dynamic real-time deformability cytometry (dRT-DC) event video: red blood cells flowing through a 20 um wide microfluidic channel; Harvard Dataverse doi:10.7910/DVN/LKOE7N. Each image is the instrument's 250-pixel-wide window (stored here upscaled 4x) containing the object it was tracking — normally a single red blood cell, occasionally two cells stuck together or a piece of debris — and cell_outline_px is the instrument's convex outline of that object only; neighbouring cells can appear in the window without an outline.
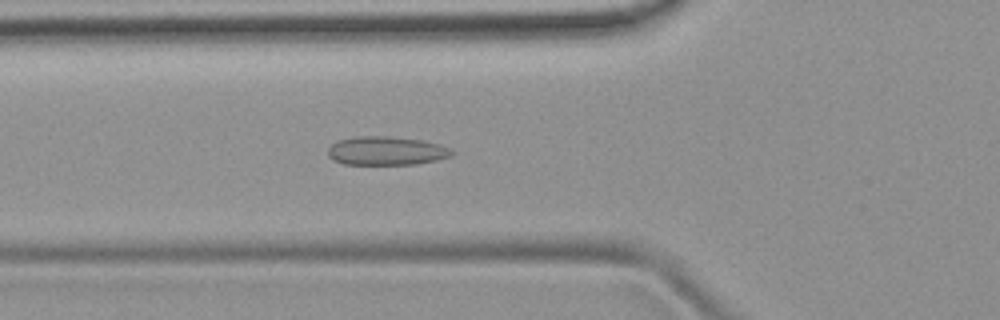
{"species": "common noctule bat (a hibernating species)", "species_latin": "Nyctalus noctula", "temperature_condition": "room temperature", "stored_images_in_passage": 47, "camera_frame_rate_fps": 3000, "um_per_image_px": 0.085, "animal": {"sex": "female", "body_mass_g": 19.9}, "frame": {"image": 1, "passage_image": 14, "time_ms": 4.333, "image_size_px": [1000, 320], "cell_outline_px": [[452, 156], [436, 160], [416, 164], [344, 164], [332, 160], [328, 156], [328, 148], [336, 140], [356, 136], [388, 136], [424, 140], [440, 144], [448, 148], [452, 152]], "centroid_in_image_um": [32.8, 12.81], "position_along_channel_um": 93.0, "area_um2": 20.81}}
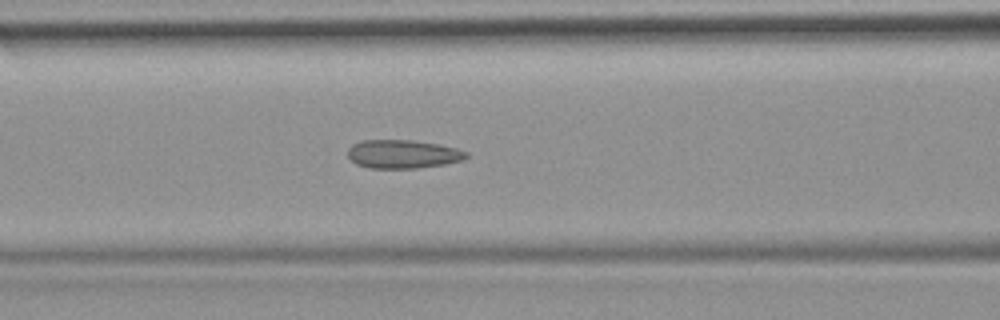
{"frame": {"image": 2, "passage_image": 17, "time_ms": 5.333, "image_size_px": [1000, 320], "cell_outline_px": [[468, 156], [464, 160], [444, 164], [416, 168], [368, 168], [356, 164], [348, 156], [348, 148], [352, 144], [364, 140], [412, 140], [440, 144], [456, 148], [468, 152]], "centroid_in_image_um": [34.25, 13.09], "position_along_channel_um": 132.3, "area_um2": 19.77}}
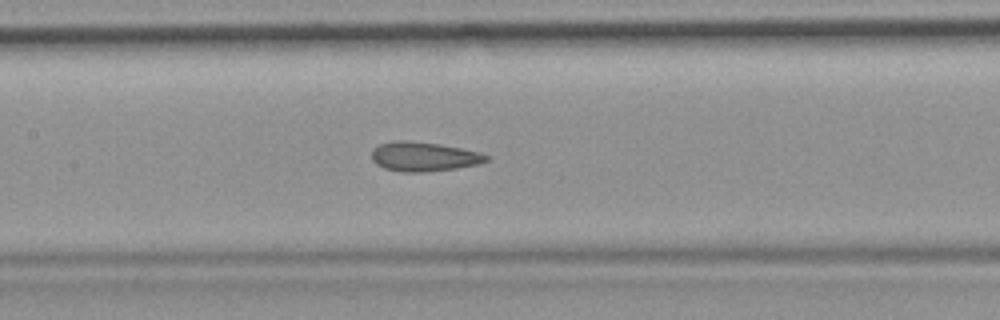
{"frame": {"image": 3, "passage_image": 20, "time_ms": 6.333, "image_size_px": [1000, 320], "cell_outline_px": [[488, 160], [476, 164], [456, 168], [424, 172], [400, 172], [384, 168], [376, 164], [372, 160], [372, 148], [380, 144], [396, 140], [404, 140], [440, 144], [480, 152], [488, 156]], "centroid_in_image_um": [35.97, 13.31], "position_along_channel_um": 171.4, "area_um2": 19.54}, "authors_computed_cell_mechanics": {"area_um2": 19.7676, "velocity_mm_per_s": 3.9081, "shape_relaxation_time_tau1_ms": null, "shape_relaxation_time_tau2_ms": 2.0249, "deformation_change_tau1": null, "deformation_change_tau2": 0.0898}}